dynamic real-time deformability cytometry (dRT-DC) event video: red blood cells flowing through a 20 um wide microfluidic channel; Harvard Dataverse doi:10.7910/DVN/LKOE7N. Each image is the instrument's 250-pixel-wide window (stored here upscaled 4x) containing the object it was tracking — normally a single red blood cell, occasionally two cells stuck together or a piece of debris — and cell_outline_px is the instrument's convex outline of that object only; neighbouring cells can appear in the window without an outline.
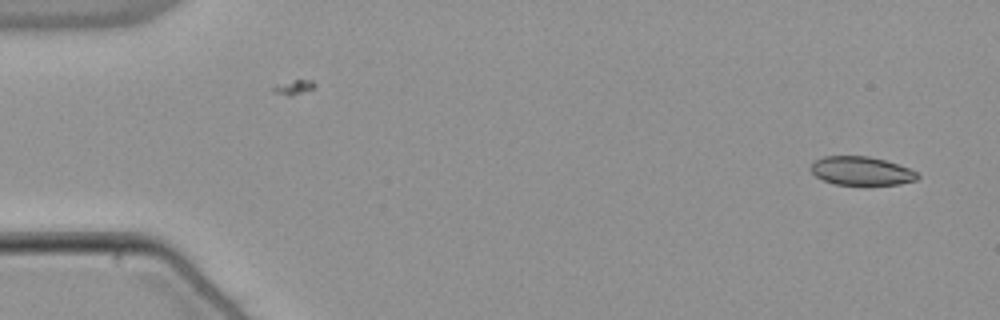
{"species": "common noctule bat (a hibernating species)", "species_latin": "Nyctalus noctula", "temperature_condition": "warm", "stored_images_in_passage": 53, "camera_frame_rate_fps": 3000, "um_per_image_px": 0.085, "animal": {"sex": "male", "body_mass_g": 21.5, "forearm_length_mm": 52.0}, "frame": {"image": 1, "passage_image": 2, "time_ms": 0.333, "image_size_px": [1000, 320], "cell_outline_px": [[920, 176], [916, 180], [900, 184], [836, 184], [824, 180], [816, 176], [808, 168], [816, 160], [824, 156], [868, 156], [884, 160], [908, 168], [916, 172]], "centroid_in_image_um": [73.2, 14.52], "position_along_channel_um": 11.8, "area_um2": 17.51}}
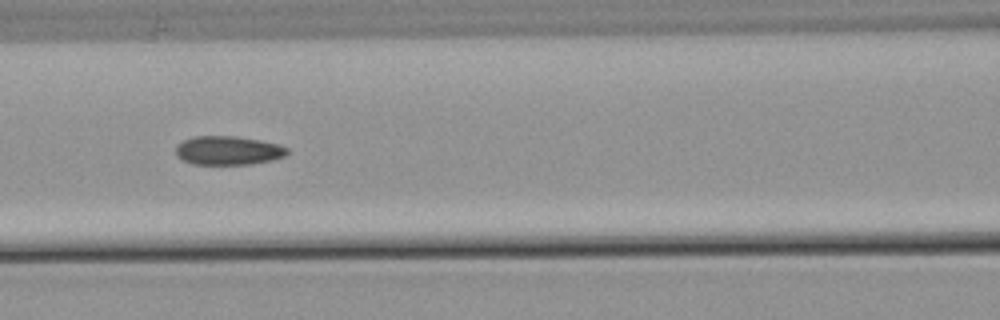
{"frame": {"image": 2, "passage_image": 23, "time_ms": 7.333, "image_size_px": [1000, 320], "cell_outline_px": [[288, 152], [284, 156], [272, 160], [252, 164], [192, 164], [176, 156], [176, 144], [184, 140], [196, 136], [236, 136], [260, 140], [280, 144], [288, 148]], "centroid_in_image_um": [19.4, 12.79], "position_along_channel_um": 147.2, "area_um2": 18.79}}
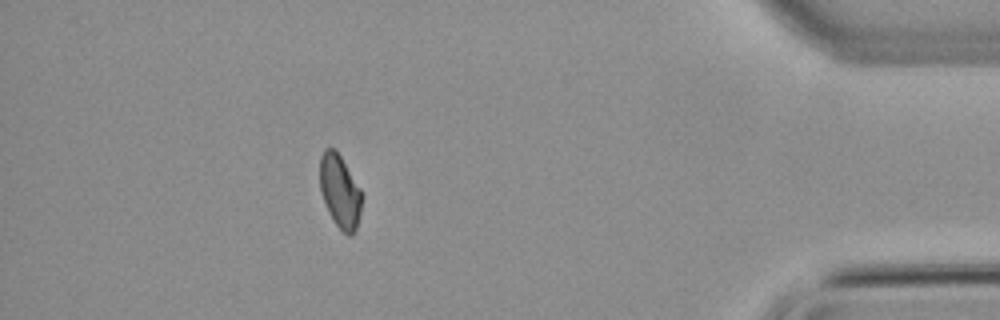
{"frame": {"image": 3, "passage_image": 47, "time_ms": 15.333, "image_size_px": [1000, 320], "cell_outline_px": [[360, 212], [356, 228], [352, 236], [348, 236], [336, 224], [328, 212], [320, 188], [320, 156], [324, 148], [332, 148], [340, 156], [360, 188]], "centroid_in_image_um": [28.87, 16.26], "position_along_channel_um": 406.3, "area_um2": 17.4}, "authors_computed_cell_mechanics": {"area_um2": 18.8428, "velocity_mm_per_s": 3.8526, "shape_relaxation_time_tau1_ms": null, "shape_relaxation_time_tau2_ms": 5.4652, "deformation_change_tau1": null, "deformation_change_tau2": 0.0862}}